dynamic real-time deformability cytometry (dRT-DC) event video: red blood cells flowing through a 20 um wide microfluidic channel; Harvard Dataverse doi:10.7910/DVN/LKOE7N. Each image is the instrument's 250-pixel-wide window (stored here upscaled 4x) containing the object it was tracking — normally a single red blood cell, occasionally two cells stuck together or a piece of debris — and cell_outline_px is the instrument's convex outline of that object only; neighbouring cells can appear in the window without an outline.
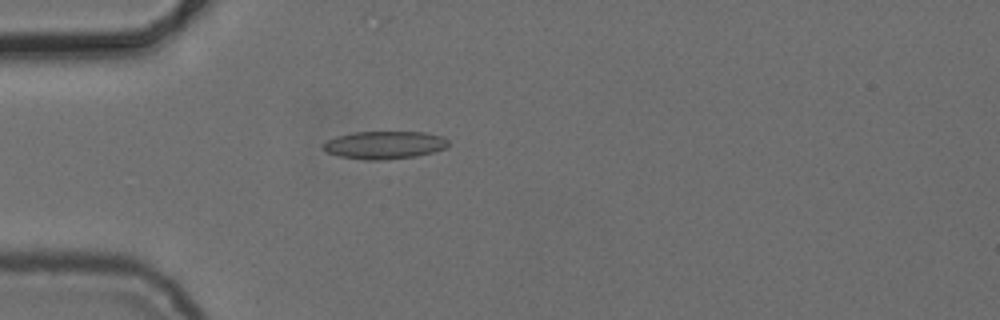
{"species": "common noctule bat (a hibernating species)", "species_latin": "Nyctalus noctula", "temperature_condition": "cold", "stored_images_in_passage": 4, "camera_frame_rate_fps": 3000, "um_per_image_px": 0.085, "animal": {"sex": "female", "body_mass_g": 24.6, "forearm_length_mm": 56.2}, "frame": {"image": 1, "passage_image": 4, "time_ms": 4.333, "image_size_px": [1000, 320], "cell_outline_px": [[448, 144], [444, 148], [432, 152], [416, 156], [388, 160], [364, 160], [340, 156], [324, 152], [320, 144], [336, 136], [352, 132], [424, 132], [444, 136], [448, 140]], "centroid_in_image_um": [32.63, 12.33], "position_along_channel_um": 52.4, "area_um2": 20.52}}